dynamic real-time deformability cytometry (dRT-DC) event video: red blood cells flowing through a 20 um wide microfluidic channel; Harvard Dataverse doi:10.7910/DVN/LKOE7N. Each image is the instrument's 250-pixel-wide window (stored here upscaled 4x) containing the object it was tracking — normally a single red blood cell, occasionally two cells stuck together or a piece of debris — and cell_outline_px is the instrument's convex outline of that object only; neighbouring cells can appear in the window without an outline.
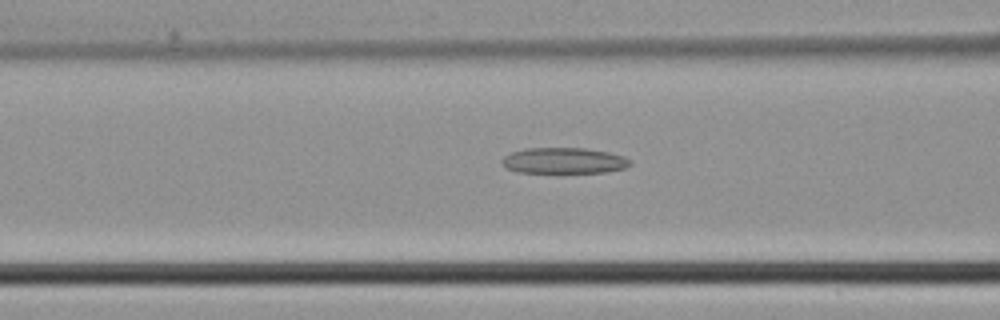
{"species": "common noctule bat (a hibernating species)", "species_latin": "Nyctalus noctula", "temperature_condition": "cold", "stored_images_in_passage": 42, "camera_frame_rate_fps": 3000, "um_per_image_px": 0.085, "animal": {"sex": "male", "body_mass_g": 21.5, "forearm_length_mm": 52.0}, "frame": {"image": 1, "passage_image": 15, "time_ms": 4.667, "image_size_px": [1000, 320], "cell_outline_px": [[632, 164], [624, 168], [604, 172], [560, 176], [516, 172], [504, 168], [500, 160], [504, 156], [512, 152], [524, 148], [584, 148], [608, 152], [624, 156]], "centroid_in_image_um": [47.85, 13.72], "position_along_channel_um": 118.7, "area_um2": 20.58}}
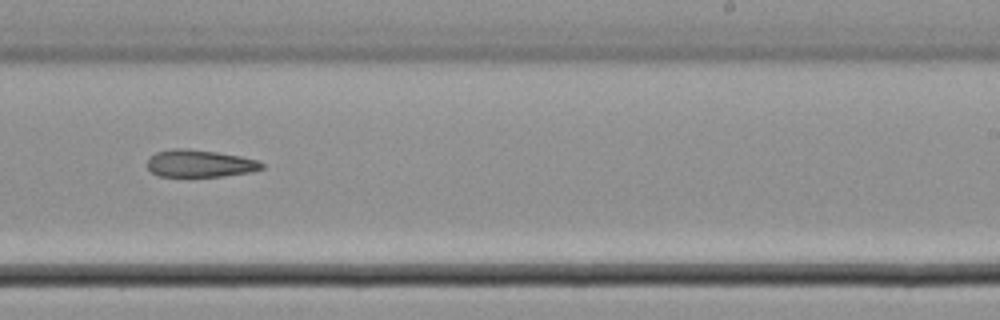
{"frame": {"image": 2, "passage_image": 25, "time_ms": 8.0, "image_size_px": [1000, 320], "cell_outline_px": [[264, 168], [252, 172], [224, 176], [156, 176], [148, 168], [148, 160], [156, 152], [172, 148], [184, 148], [216, 152], [240, 156], [256, 160], [264, 164]], "centroid_in_image_um": [16.99, 13.9], "position_along_channel_um": 272.0, "area_um2": 18.15}}
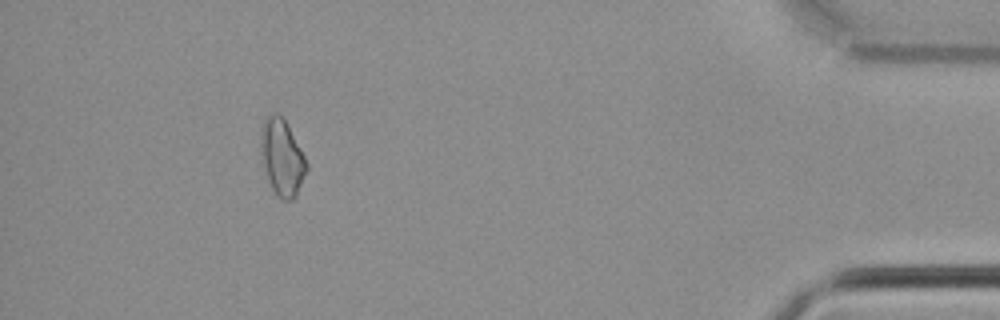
{"frame": {"image": 3, "passage_image": 38, "time_ms": 12.333, "image_size_px": [1000, 320], "cell_outline_px": [[308, 168], [296, 196], [292, 200], [280, 200], [276, 196], [268, 180], [260, 152], [260, 128], [264, 116], [272, 112], [276, 112], [284, 120], [300, 148], [308, 164]], "centroid_in_image_um": [23.94, 13.37], "position_along_channel_um": 411.3, "area_um2": 20.46}}